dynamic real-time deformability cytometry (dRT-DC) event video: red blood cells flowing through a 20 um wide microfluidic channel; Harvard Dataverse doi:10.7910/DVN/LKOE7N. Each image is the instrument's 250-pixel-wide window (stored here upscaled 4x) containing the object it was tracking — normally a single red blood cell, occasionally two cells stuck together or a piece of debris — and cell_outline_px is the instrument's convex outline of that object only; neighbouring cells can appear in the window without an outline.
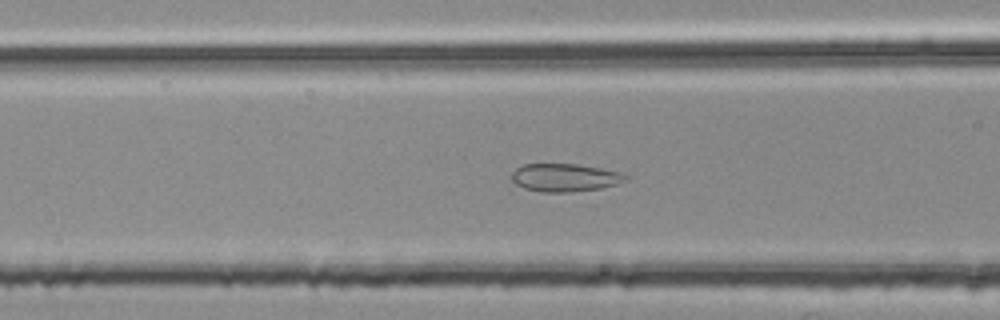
{"species": "common noctule bat (a hibernating species)", "species_latin": "Nyctalus noctula", "temperature_condition": "room temperature", "stored_images_in_passage": 51, "segment_of_instrument_passage": [2, 2], "camera_frame_rate_fps": 3000, "um_per_image_px": 0.085, "animal": {"sex": "female", "body_mass_g": 25.1}, "frame": {"image": 1, "passage_image": 19, "time_ms": 6.0, "image_size_px": [1000, 320], "cell_outline_px": [[628, 180], [616, 184], [600, 188], [568, 192], [540, 192], [524, 188], [516, 184], [512, 180], [512, 172], [516, 168], [524, 164], [576, 164], [624, 172], [628, 176]], "centroid_in_image_um": [48.03, 15.09], "position_along_channel_um": 118.6, "area_um2": 18.61}}
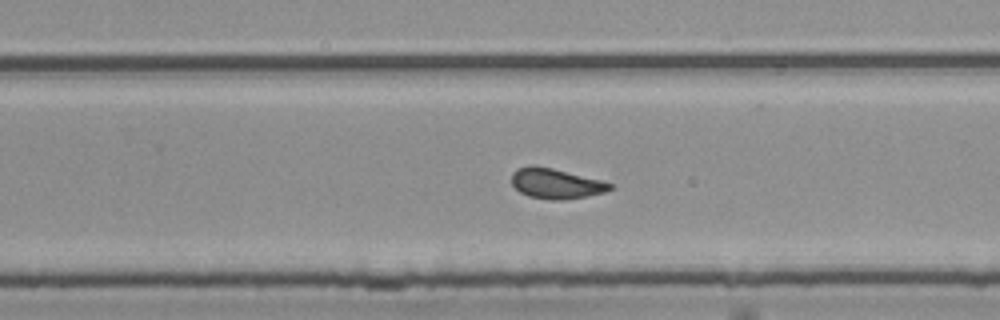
{"frame": {"image": 2, "passage_image": 32, "time_ms": 10.333, "image_size_px": [1000, 320], "cell_outline_px": [[612, 188], [604, 192], [588, 196], [564, 200], [548, 200], [528, 196], [520, 192], [512, 184], [512, 172], [516, 168], [552, 168], [600, 180], [612, 184]], "centroid_in_image_um": [47.26, 15.64], "position_along_channel_um": 282.5, "area_um2": 16.82}}
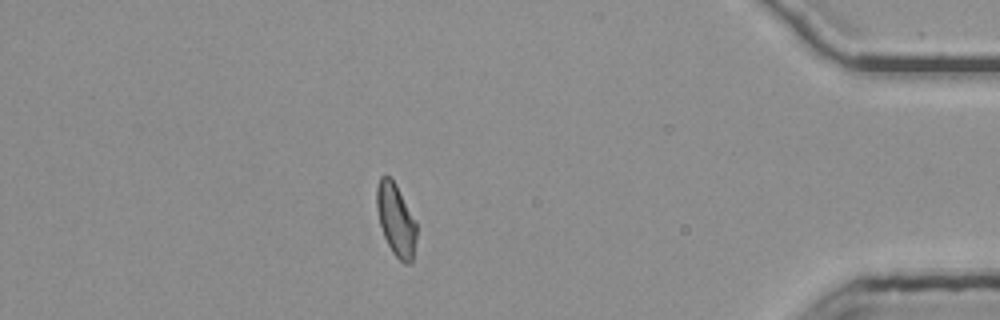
{"frame": {"image": 3, "passage_image": 45, "time_ms": 14.667, "image_size_px": [1000, 320], "cell_outline_px": [[416, 240], [412, 264], [404, 264], [392, 252], [384, 236], [380, 224], [376, 208], [376, 188], [380, 176], [388, 176], [396, 184], [416, 220]], "centroid_in_image_um": [33.66, 18.7], "position_along_channel_um": 401.5, "area_um2": 16.88}}